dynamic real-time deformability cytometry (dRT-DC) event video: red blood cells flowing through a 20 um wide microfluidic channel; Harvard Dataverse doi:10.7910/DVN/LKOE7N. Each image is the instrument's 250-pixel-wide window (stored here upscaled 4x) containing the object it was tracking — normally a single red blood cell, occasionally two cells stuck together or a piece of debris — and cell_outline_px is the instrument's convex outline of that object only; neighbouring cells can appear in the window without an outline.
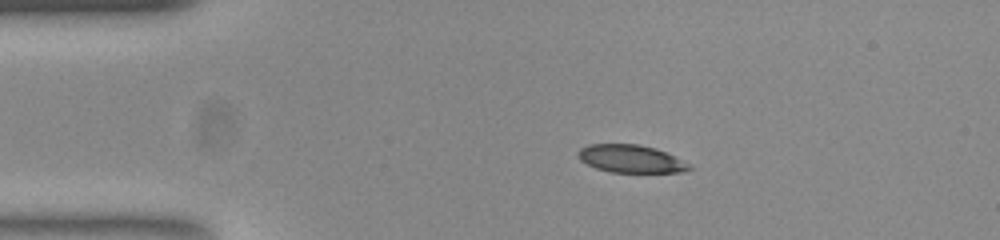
{"species": "common noctule bat (a hibernating species)", "species_latin": "Nyctalus noctula", "temperature_condition": "room temperature", "stored_images_in_passage": 44, "camera_frame_rate_fps": 3000, "um_per_image_px": 0.085, "animal": {"sex": "female", "body_mass_g": 23.0, "forearm_length_mm": 53.4}, "frame": {"image": 1, "passage_image": 1, "time_ms": 0.0, "image_size_px": [1000, 240], "cell_outline_px": [[696, 168], [684, 172], [612, 172], [596, 168], [580, 160], [576, 152], [580, 148], [588, 144], [640, 144], [656, 148]], "centroid_in_image_um": [53.6, 13.49], "position_along_channel_um": 31.4, "area_um2": 17.92}}
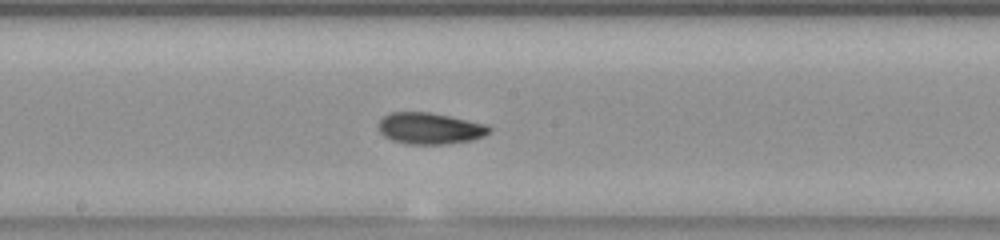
{"frame": {"image": 2, "passage_image": 19, "time_ms": 6.0, "image_size_px": [1000, 240], "cell_outline_px": [[492, 128], [484, 136], [472, 140], [444, 144], [404, 144], [392, 140], [384, 136], [380, 132], [380, 120], [384, 116], [392, 112], [428, 112], [488, 124]], "centroid_in_image_um": [36.55, 10.92], "position_along_channel_um": 211.6, "area_um2": 20.17}}
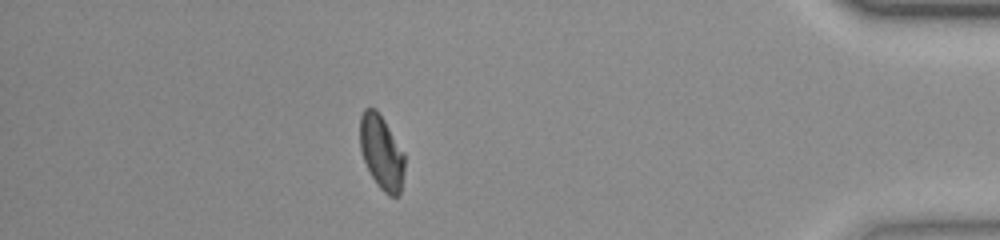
{"frame": {"image": 3, "passage_image": 38, "time_ms": 12.333, "image_size_px": [1000, 240], "cell_outline_px": [[404, 168], [400, 196], [388, 196], [376, 184], [364, 160], [360, 148], [360, 116], [364, 108], [376, 108], [384, 120], [404, 152]], "centroid_in_image_um": [32.43, 12.95], "position_along_channel_um": 402.8, "area_um2": 19.25}, "authors_computed_cell_mechanics": {"area_um2": 19.7387, "velocity_mm_per_s": 3.7751, "shape_relaxation_time_tau1_ms": 4.3201, "shape_relaxation_time_tau2_ms": 2.4065, "deformation_change_tau1": 0.123, "deformation_change_tau2": 0.0663}}